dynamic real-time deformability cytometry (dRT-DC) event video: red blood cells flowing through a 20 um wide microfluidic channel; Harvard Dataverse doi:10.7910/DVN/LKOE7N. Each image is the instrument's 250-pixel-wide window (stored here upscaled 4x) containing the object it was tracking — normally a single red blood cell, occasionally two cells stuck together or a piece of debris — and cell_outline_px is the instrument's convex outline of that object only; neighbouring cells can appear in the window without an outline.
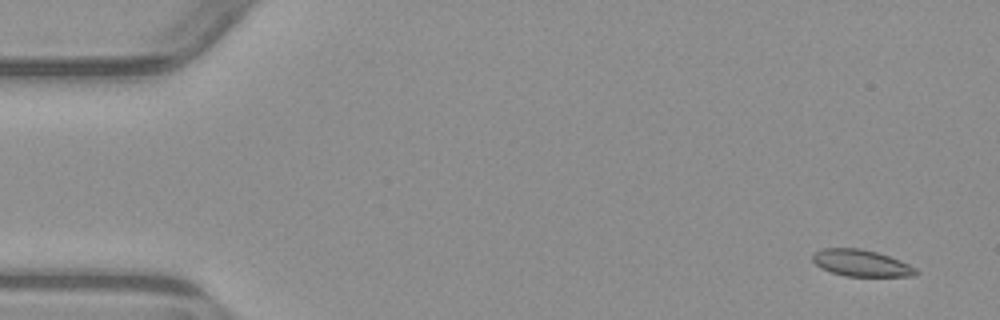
{"species": "common noctule bat (a hibernating species)", "species_latin": "Nyctalus noctula", "temperature_condition": "warm", "stored_images_in_passage": 4, "camera_frame_rate_fps": 3000, "um_per_image_px": 0.085, "animal": {"sex": "male", "body_mass_g": 23.1, "forearm_length_mm": 52.7}, "frame": {"image": 1, "passage_image": 1, "time_ms": 0.0, "image_size_px": [1000, 320], "cell_outline_px": [[920, 272], [916, 276], [844, 276], [820, 268], [812, 260], [812, 256], [820, 248], [860, 248], [876, 252], [900, 260], [916, 268]], "centroid_in_image_um": [73.21, 22.36], "position_along_channel_um": 11.8, "area_um2": 16.07}}
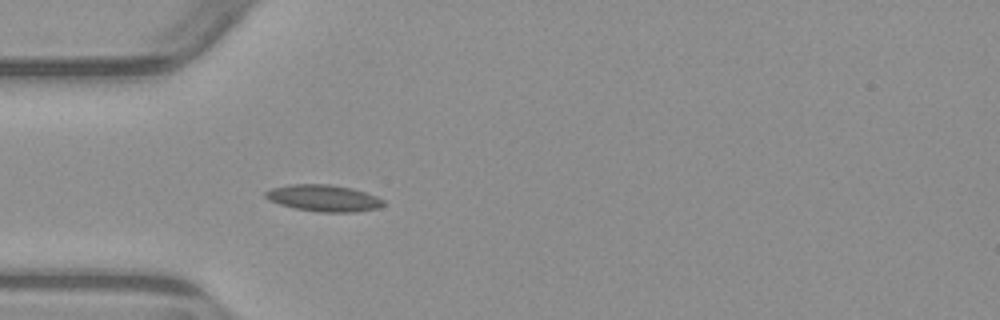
{"frame": {"image": 2, "passage_image": 4, "time_ms": 4.333, "image_size_px": [1000, 320], "cell_outline_px": [[384, 204], [380, 208], [356, 212], [320, 212], [296, 208], [280, 204], [268, 200], [264, 196], [264, 192], [272, 188], [288, 184], [328, 184], [352, 188], [376, 196], [384, 200]], "centroid_in_image_um": [27.51, 16.84], "position_along_channel_um": 57.5, "area_um2": 18.32}}